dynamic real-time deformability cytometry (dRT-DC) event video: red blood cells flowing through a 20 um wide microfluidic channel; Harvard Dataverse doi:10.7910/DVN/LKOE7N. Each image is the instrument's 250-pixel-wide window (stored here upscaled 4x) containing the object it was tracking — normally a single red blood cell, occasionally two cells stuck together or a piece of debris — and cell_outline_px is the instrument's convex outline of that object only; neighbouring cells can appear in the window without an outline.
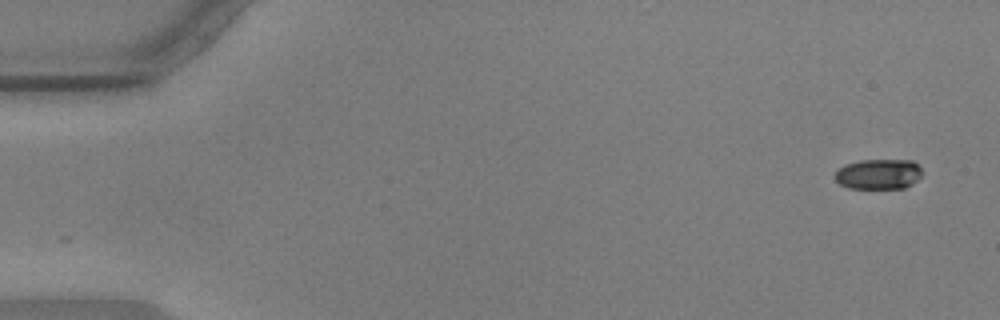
{"species": "common noctule bat (a hibernating species)", "species_latin": "Nyctalus noctula", "temperature_condition": "warm", "stored_images_in_passage": 55, "camera_frame_rate_fps": 3000, "um_per_image_px": 0.085, "animal": {"sex": "male", "body_mass_g": 17.9, "forearm_length_mm": 54.2}, "frame": {"image": 1, "passage_image": 1, "time_ms": 0.0, "image_size_px": [1000, 320], "cell_outline_px": [[924, 172], [912, 184], [904, 188], [848, 188], [840, 184], [832, 176], [844, 164], [860, 160], [912, 160]], "centroid_in_image_um": [74.66, 14.79], "position_along_channel_um": 10.3, "area_um2": 15.43}}
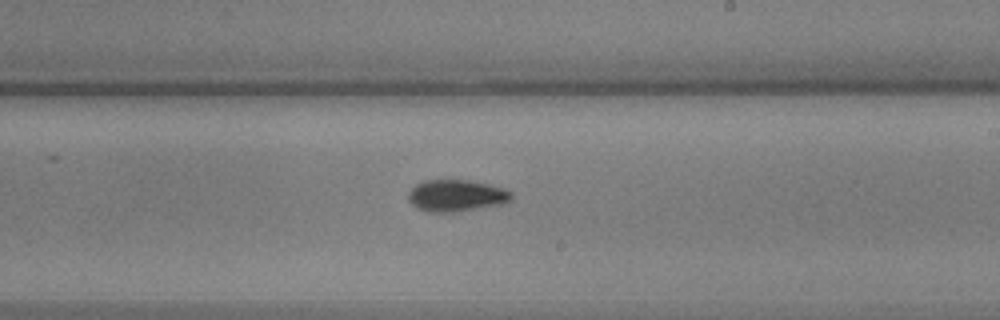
{"frame": {"image": 2, "passage_image": 32, "time_ms": 10.333, "image_size_px": [1000, 320], "cell_outline_px": [[512, 200], [504, 204], [456, 212], [428, 212], [416, 208], [408, 200], [408, 192], [416, 184], [428, 180], [468, 180], [488, 184], [504, 188], [512, 192]], "centroid_in_image_um": [38.8, 16.64], "position_along_channel_um": 250.2, "area_um2": 19.25}}
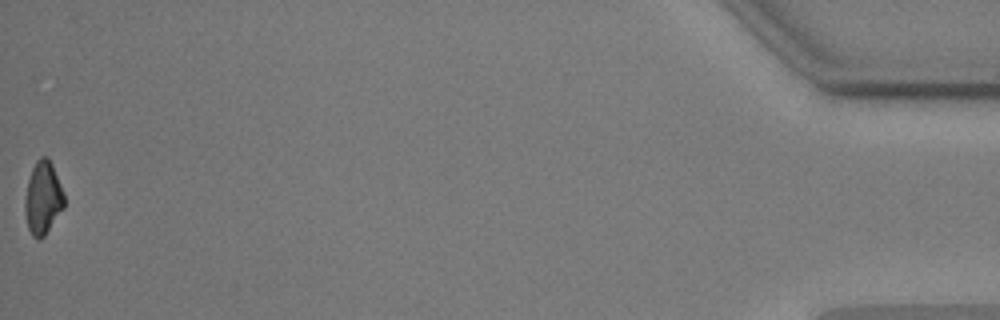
{"frame": {"image": 3, "passage_image": 55, "time_ms": 18.0, "image_size_px": [1000, 320], "cell_outline_px": [[64, 208], [44, 236], [40, 240], [32, 236], [28, 228], [24, 212], [24, 200], [28, 180], [32, 168], [36, 160], [40, 156], [48, 156], [52, 164], [64, 192]], "centroid_in_image_um": [3.64, 16.82], "position_along_channel_um": 431.6, "area_um2": 16.88}, "authors_computed_cell_mechanics": {"area_um2": 17.629, "velocity_mm_per_s": 3.5954, "shape_relaxation_time_tau1_ms": 3.2489, "shape_relaxation_time_tau2_ms": 4.6153, "deformation_change_tau1": 0.1331, "deformation_change_tau2": 0.0886}}